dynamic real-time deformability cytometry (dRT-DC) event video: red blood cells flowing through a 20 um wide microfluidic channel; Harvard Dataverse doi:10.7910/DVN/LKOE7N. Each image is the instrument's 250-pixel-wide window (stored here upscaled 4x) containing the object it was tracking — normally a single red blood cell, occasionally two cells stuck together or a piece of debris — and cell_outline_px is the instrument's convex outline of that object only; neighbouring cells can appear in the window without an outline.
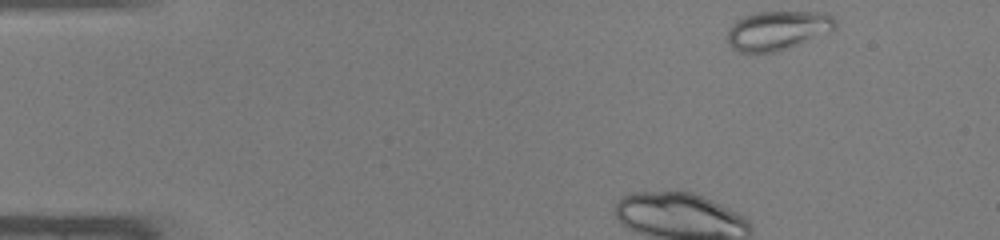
{"species": "common noctule bat (a hibernating species)", "species_latin": "Nyctalus noctula", "temperature_condition": "warm", "stored_images_in_passage": 35, "camera_frame_rate_fps": 3000, "um_per_image_px": 0.085, "animal": {"sex": "male", "body_mass_g": 19.0, "forearm_length_mm": 50.8}, "frame": {"image": 1, "passage_image": 1, "time_ms": 0.0, "image_size_px": [1000, 240], "cell_outline_px": [[836, 28], [832, 32], [780, 52], [736, 52], [728, 44], [724, 36], [728, 28], [732, 24], [744, 16], [756, 12], [828, 12], [836, 20]], "centroid_in_image_um": [66.1, 2.6], "position_along_channel_um": 18.9, "area_um2": 25.32}}